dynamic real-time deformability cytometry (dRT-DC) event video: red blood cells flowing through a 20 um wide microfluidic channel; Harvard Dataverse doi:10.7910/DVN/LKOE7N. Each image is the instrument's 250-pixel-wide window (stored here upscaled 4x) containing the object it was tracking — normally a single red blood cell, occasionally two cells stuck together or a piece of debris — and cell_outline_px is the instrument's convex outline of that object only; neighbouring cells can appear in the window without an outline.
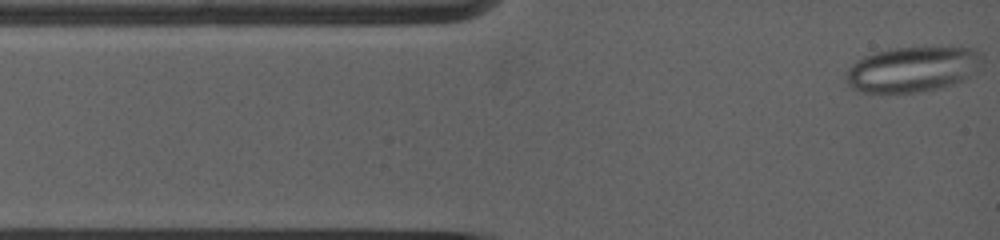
{"species": "common noctule bat (a hibernating species)", "species_latin": "Nyctalus noctula", "temperature_condition": "warm", "stored_images_in_passage": 53, "camera_frame_rate_fps": 5000, "um_per_image_px": 0.085, "animal": {"sex": "female", "body_mass_g": 19.0, "forearm_length_mm": 53.3}, "frame": {"image": 1, "passage_image": 1, "time_ms": 0.0, "image_size_px": [1000, 240], "cell_outline_px": [[984, 60], [976, 72], [952, 84], [940, 88], [916, 92], [860, 92], [852, 88], [844, 80], [844, 72], [856, 60], [864, 56], [888, 48], [924, 44], [960, 44], [972, 48], [980, 52], [984, 56]], "centroid_in_image_um": [77.62, 5.8], "position_along_channel_um": 7.4, "area_um2": 37.74}}
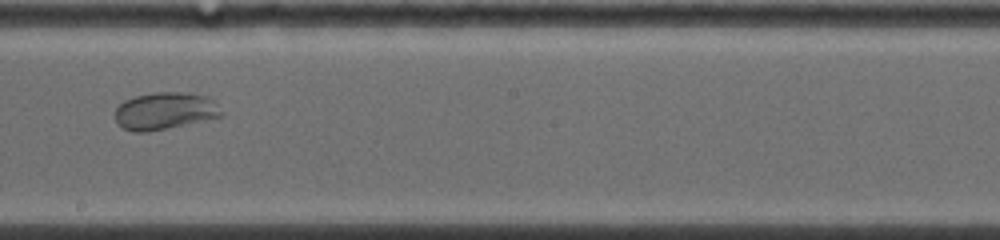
{"frame": {"image": 2, "passage_image": 32, "time_ms": 7.0, "image_size_px": [1000, 240], "cell_outline_px": [[224, 112], [220, 116], [164, 128], [144, 132], [132, 132], [116, 124], [116, 108], [124, 100], [136, 96], [156, 92], [184, 92], [208, 96]], "centroid_in_image_um": [13.98, 9.41], "position_along_channel_um": 234.2, "area_um2": 22.66}}
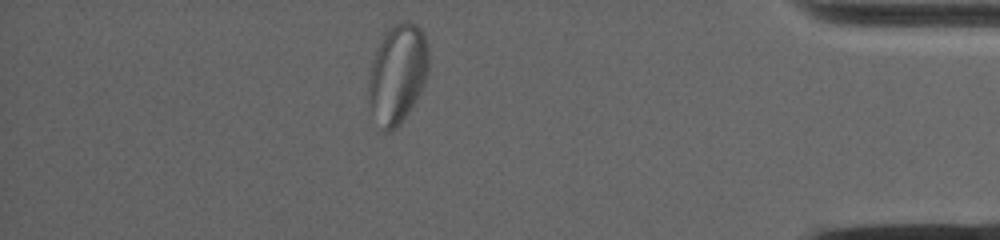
{"frame": {"image": 3, "passage_image": 53, "time_ms": 12.4, "image_size_px": [1000, 240], "cell_outline_px": [[428, 68], [424, 84], [420, 92], [408, 112], [400, 124], [396, 128], [388, 132], [384, 132], [372, 108], [368, 92], [368, 80], [372, 60], [376, 48], [380, 40], [388, 28], [392, 24], [404, 20], [408, 20], [416, 24], [424, 32], [428, 48]], "centroid_in_image_um": [33.8, 6.2], "position_along_channel_um": 401.4, "area_um2": 34.56}}